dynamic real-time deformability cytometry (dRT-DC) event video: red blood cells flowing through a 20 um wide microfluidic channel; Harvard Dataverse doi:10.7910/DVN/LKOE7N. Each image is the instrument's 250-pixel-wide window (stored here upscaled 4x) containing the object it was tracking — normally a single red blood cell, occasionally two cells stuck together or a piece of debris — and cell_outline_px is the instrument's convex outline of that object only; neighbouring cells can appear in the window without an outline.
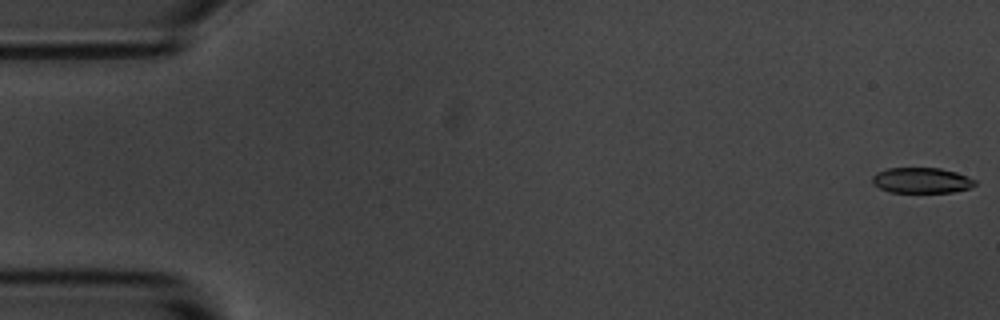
{"species": "common noctule bat (a hibernating species)", "species_latin": "Nyctalus noctula", "temperature_condition": "room temperature", "stored_images_in_passage": 5, "camera_frame_rate_fps": 3000, "um_per_image_px": 0.085, "animal": {"sex": "male", "body_mass_g": 20.1, "forearm_length_mm": 53.5}, "frame": {"image": 1, "passage_image": 1, "time_ms": 0.0, "image_size_px": [1000, 320], "cell_outline_px": [[976, 184], [968, 188], [952, 192], [888, 192], [880, 188], [872, 180], [872, 176], [876, 172], [888, 168], [940, 168], [956, 172], [968, 176], [976, 180]], "centroid_in_image_um": [78.34, 15.32], "position_along_channel_um": 6.7, "area_um2": 15.2}}
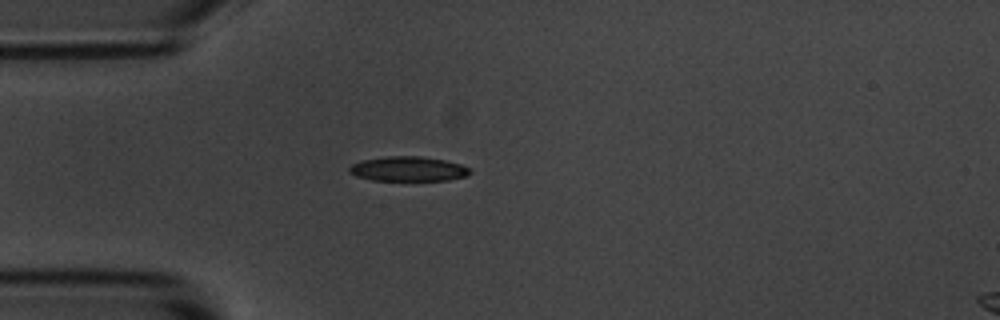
{"frame": {"image": 2, "passage_image": 5, "time_ms": 4.667, "image_size_px": [1000, 320], "cell_outline_px": [[472, 172], [468, 176], [448, 180], [372, 180], [356, 176], [348, 172], [348, 168], [352, 164], [360, 160], [388, 156], [420, 156], [444, 160], [460, 164], [468, 168]], "centroid_in_image_um": [34.68, 14.35], "position_along_channel_um": 50.3, "area_um2": 17.4}}